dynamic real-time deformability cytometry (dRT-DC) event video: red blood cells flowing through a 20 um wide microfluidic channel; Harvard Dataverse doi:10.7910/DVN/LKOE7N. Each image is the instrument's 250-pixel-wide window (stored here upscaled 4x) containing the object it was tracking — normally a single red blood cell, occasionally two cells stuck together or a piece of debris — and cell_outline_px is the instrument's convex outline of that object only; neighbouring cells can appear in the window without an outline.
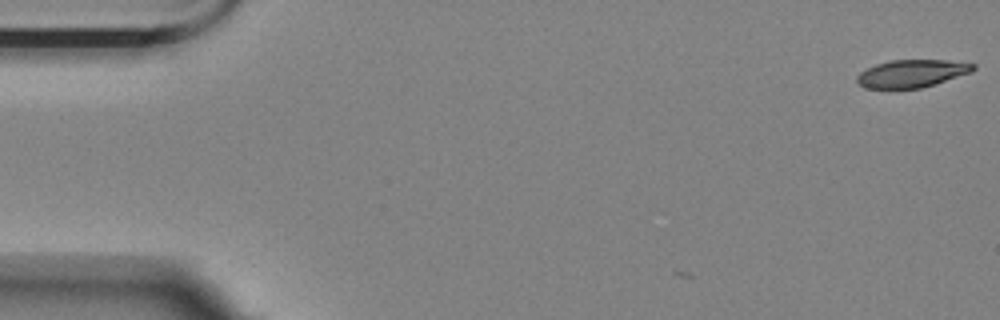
{"species": "Egyptian fruit bat (a non-hibernating species)", "species_latin": "Rousettus aegyptiacus", "temperature_condition": "room temperature", "stored_images_in_passage": 3, "camera_frame_rate_fps": 3000, "um_per_image_px": 0.085, "animal": {"sex": "female"}, "frame": {"image": 1, "passage_image": 3, "time_ms": 0.667, "image_size_px": [1000, 320], "cell_outline_px": [[976, 68], [972, 72], [920, 88], [864, 88], [856, 80], [856, 76], [860, 72], [876, 64], [892, 60], [948, 60], [976, 64]], "centroid_in_image_um": [77.51, 6.24], "position_along_channel_um": 7.5, "area_um2": 18.55}}